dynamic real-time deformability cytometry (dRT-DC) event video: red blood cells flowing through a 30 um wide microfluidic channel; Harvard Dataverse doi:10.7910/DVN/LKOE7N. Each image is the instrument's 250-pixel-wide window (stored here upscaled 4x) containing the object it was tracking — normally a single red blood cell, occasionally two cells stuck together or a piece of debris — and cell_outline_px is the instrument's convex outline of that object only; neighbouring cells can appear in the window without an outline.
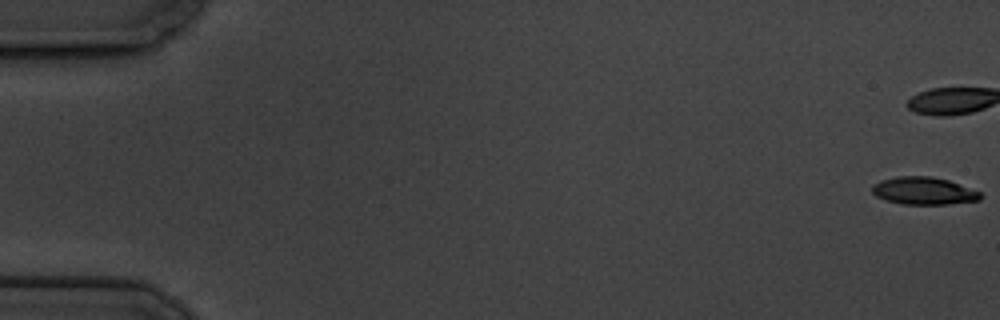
{"species": "common noctule bat (a hibernating species)", "species_latin": "Nyctalus noctula", "temperature_condition": "cold", "stored_images_in_passage": 17, "camera_frame_rate_fps": 3000, "um_per_image_px": 0.085, "animal": {"sex": "male", "body_mass_g": 19.5, "forearm_length_mm": 54.6}, "frame": {"image": 1, "passage_image": 1, "time_ms": 0.0, "image_size_px": [1000, 320], "cell_outline_px": [[980, 200], [948, 204], [900, 204], [884, 200], [876, 196], [872, 192], [872, 184], [880, 180], [896, 176], [932, 176], [948, 180], [980, 192]], "centroid_in_image_um": [78.45, 16.22], "position_along_channel_um": 6.5, "area_um2": 17.4}}
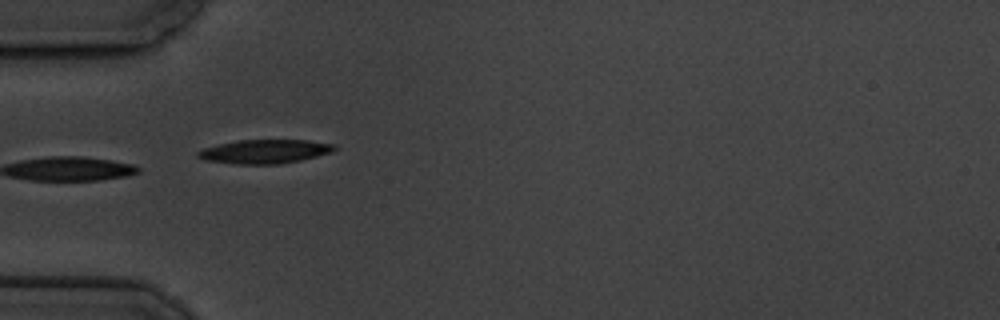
{"frame": {"image": 2, "passage_image": 6, "time_ms": 6.667, "image_size_px": [1000, 320], "cell_outline_px": [[336, 148], [332, 152], [300, 160], [280, 164], [236, 164], [204, 160], [196, 156], [196, 152], [204, 148], [220, 144], [240, 140], [308, 140], [336, 144]], "centroid_in_image_um": [22.51, 12.88], "position_along_channel_um": 62.5, "area_um2": 18.96}}
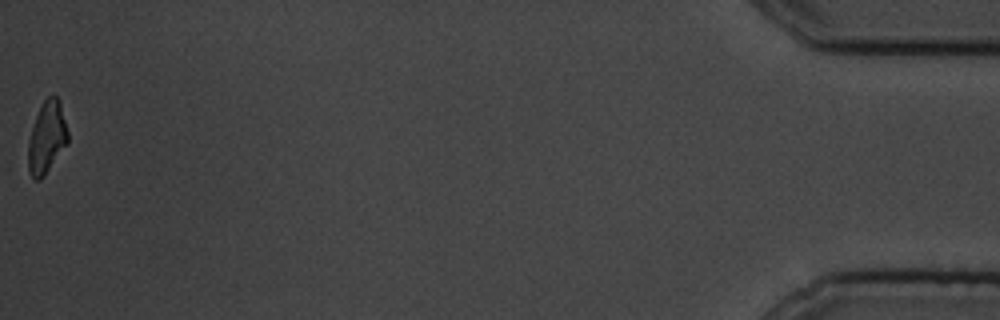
{"frame": {"image": 3, "passage_image": 17, "time_ms": 20.333, "image_size_px": [1000, 320], "cell_outline_px": [[68, 144], [40, 180], [36, 180], [28, 172], [28, 140], [36, 116], [44, 100], [52, 92], [60, 100], [68, 132]], "centroid_in_image_um": [3.99, 11.66], "position_along_channel_um": 431.2, "area_um2": 16.7}, "authors_computed_cell_mechanics": {"area_um2": 18.496, "velocity_mm_per_s": 3.4073, "shape_relaxation_time_tau1_ms": 4.7979, "shape_relaxation_time_tau2_ms": null, "deformation_change_tau1": 0.1297, "deformation_change_tau2": null}}